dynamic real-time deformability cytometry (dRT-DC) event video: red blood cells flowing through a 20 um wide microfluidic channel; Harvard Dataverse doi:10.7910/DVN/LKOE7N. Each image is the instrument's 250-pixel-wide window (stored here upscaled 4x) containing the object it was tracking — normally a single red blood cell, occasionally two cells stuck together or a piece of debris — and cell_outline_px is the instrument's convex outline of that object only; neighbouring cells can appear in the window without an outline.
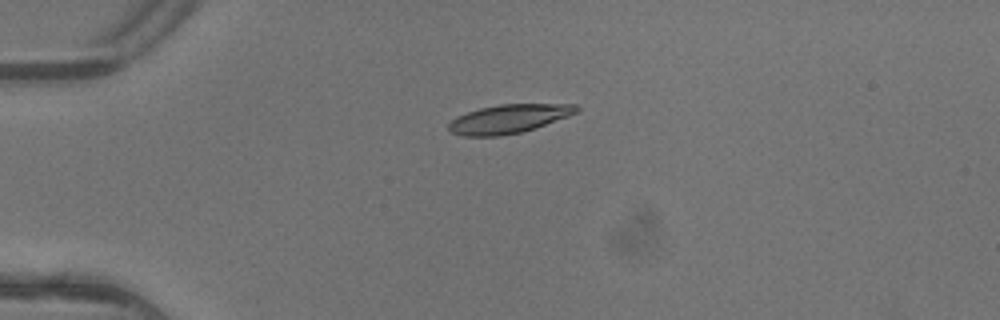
{"species": "common noctule bat (a hibernating species)", "species_latin": "Nyctalus noctula", "temperature_condition": "warm", "stored_images_in_passage": 5, "camera_frame_rate_fps": 3000, "um_per_image_px": 0.085, "animal": {"sex": "female"}, "frame": {"image": 1, "passage_image": 4, "time_ms": 1.0, "image_size_px": [1000, 320], "cell_outline_px": [[580, 112], [536, 128], [520, 132], [500, 136], [460, 136], [452, 132], [448, 128], [448, 124], [456, 116], [480, 108], [500, 104], [576, 104], [580, 108]], "centroid_in_image_um": [43.27, 10.1], "position_along_channel_um": 41.7, "area_um2": 21.5}}